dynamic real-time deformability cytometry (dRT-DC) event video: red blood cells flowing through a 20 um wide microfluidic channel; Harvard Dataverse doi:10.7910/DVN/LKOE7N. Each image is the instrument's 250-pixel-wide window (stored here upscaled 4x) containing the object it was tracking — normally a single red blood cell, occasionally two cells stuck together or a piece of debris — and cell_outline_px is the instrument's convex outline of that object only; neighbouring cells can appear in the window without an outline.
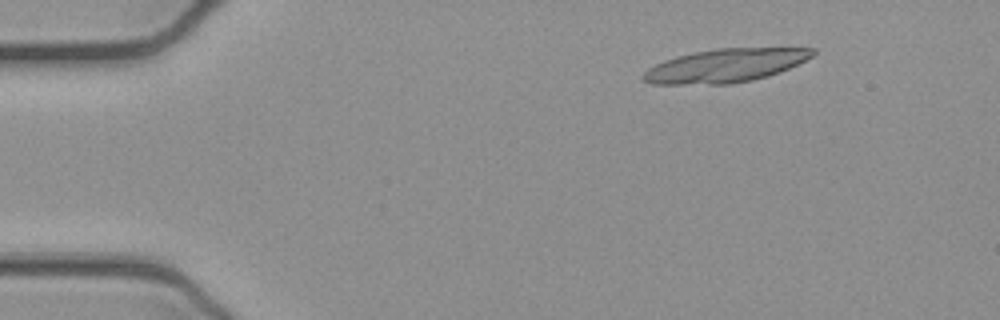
{"species": "common noctule bat (a hibernating species)", "species_latin": "Nyctalus noctula", "temperature_condition": "cold", "stored_images_in_passage": 21, "camera_frame_rate_fps": 3000, "um_per_image_px": 0.085, "animal": {"sex": "female", "body_mass_g": 21.9}, "frame": {"image": 1, "passage_image": 7, "time_ms": 2.0, "image_size_px": [1000, 320], "cell_outline_px": [[816, 52], [812, 56], [780, 72], [768, 76], [752, 80], [728, 84], [652, 84], [640, 80], [640, 76], [648, 68], [664, 60], [676, 56], [716, 48], [816, 48]], "centroid_in_image_um": [61.61, 5.58], "position_along_channel_um": 23.4, "area_um2": 32.95}}